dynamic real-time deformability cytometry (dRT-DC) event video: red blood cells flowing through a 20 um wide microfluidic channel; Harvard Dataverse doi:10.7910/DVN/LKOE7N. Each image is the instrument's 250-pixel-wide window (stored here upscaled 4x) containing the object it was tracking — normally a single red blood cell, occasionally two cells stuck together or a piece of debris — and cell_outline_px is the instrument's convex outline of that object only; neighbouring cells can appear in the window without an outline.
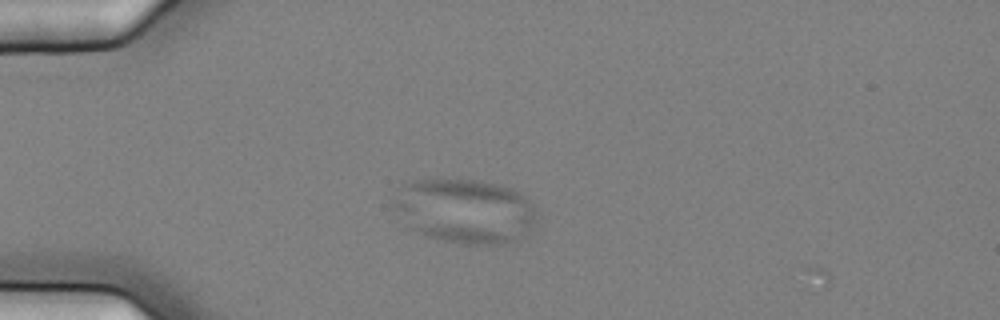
{"species": "common noctule bat (a hibernating species)", "species_latin": "Nyctalus noctula", "temperature_condition": "cold", "stored_images_in_passage": 2, "camera_frame_rate_fps": 3000, "um_per_image_px": 0.085, "animal": {"sex": "female", "body_mass_g": 25.1}, "frame": {"image": 1, "passage_image": 2, "time_ms": 0.333, "image_size_px": [1000, 320], "cell_outline_px": [[540, 216], [532, 228], [512, 240], [504, 244], [468, 244], [436, 240], [424, 236], [416, 232], [388, 204], [408, 184], [416, 180], [456, 176], [480, 180], [512, 188], [520, 192], [532, 204]], "centroid_in_image_um": [39.52, 17.9], "position_along_channel_um": 45.5, "area_um2": 54.62}}